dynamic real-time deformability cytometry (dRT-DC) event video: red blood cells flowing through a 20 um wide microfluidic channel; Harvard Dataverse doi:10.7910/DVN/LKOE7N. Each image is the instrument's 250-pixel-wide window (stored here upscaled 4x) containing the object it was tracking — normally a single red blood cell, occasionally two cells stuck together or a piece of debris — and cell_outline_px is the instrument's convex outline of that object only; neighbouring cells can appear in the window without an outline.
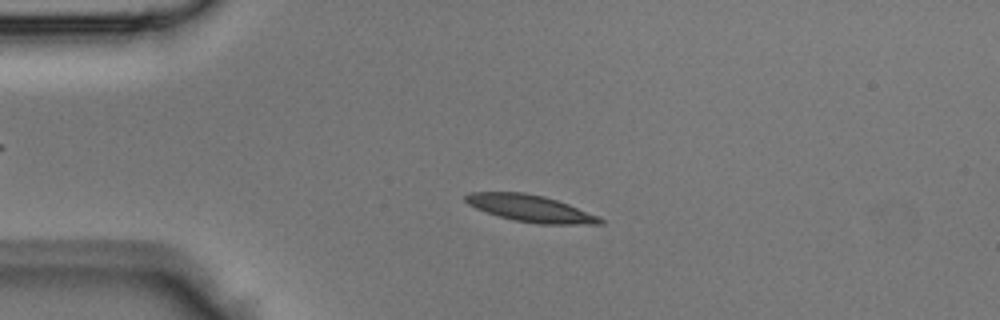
{"species": "Egyptian fruit bat (a non-hibernating species)", "species_latin": "Rousettus aegyptiacus", "temperature_condition": "room temperature", "stored_images_in_passage": 44, "camera_frame_rate_fps": 3000, "um_per_image_px": 0.085, "animal": {"sex": "male"}, "frame": {"image": 1, "passage_image": 10, "time_ms": 3.0, "image_size_px": [1000, 320], "cell_outline_px": [[604, 224], [540, 224], [512, 220], [476, 208], [468, 204], [464, 200], [464, 196], [468, 192], [524, 192], [544, 196], [568, 204], [600, 216], [604, 220]], "centroid_in_image_um": [45.11, 17.71], "position_along_channel_um": 39.9, "area_um2": 21.04}}
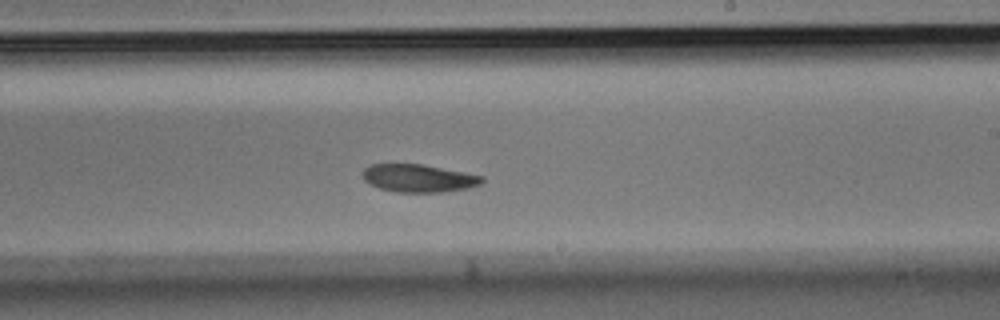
{"frame": {"image": 2, "passage_image": 26, "time_ms": 8.333, "image_size_px": [1000, 320], "cell_outline_px": [[484, 184], [468, 188], [444, 192], [396, 192], [380, 188], [364, 180], [364, 168], [368, 164], [420, 164], [464, 172], [484, 176]], "centroid_in_image_um": [35.63, 15.15], "position_along_channel_um": 253.4, "area_um2": 19.31}}
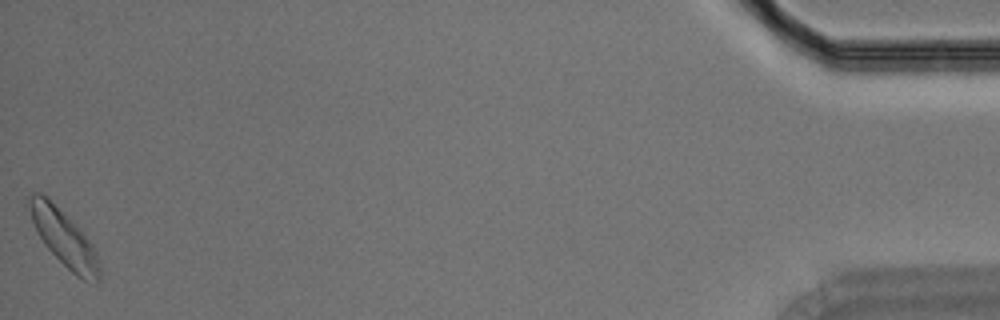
{"frame": {"image": 3, "passage_image": 44, "time_ms": 14.333, "image_size_px": [1000, 320], "cell_outline_px": [[100, 280], [96, 284], [84, 280], [76, 276], [44, 244], [32, 220], [28, 204], [28, 196], [32, 192], [40, 192], [48, 196], [76, 224], [92, 244], [96, 252], [100, 268]], "centroid_in_image_um": [5.45, 20.21], "position_along_channel_um": 429.7, "area_um2": 22.89}}